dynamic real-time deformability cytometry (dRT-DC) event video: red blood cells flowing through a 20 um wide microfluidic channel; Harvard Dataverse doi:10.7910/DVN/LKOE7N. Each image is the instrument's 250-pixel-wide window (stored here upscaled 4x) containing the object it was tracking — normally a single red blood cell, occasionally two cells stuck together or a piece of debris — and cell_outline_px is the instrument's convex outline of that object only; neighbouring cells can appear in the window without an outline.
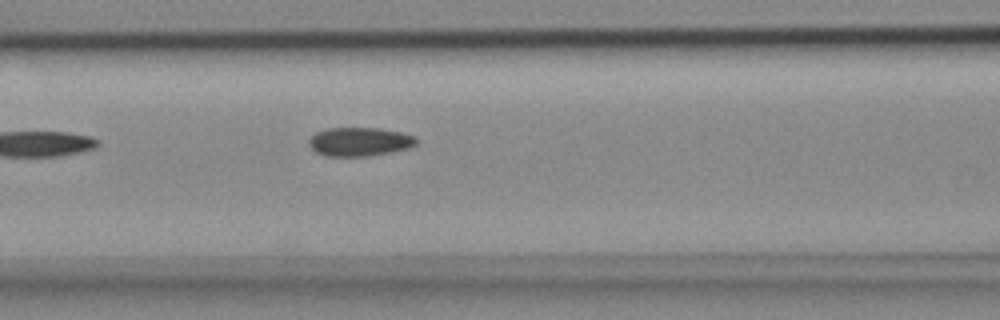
{"species": "common noctule bat (a hibernating species)", "species_latin": "Nyctalus noctula", "temperature_condition": "cold", "stored_images_in_passage": 5, "camera_frame_rate_fps": 3000, "um_per_image_px": 0.085, "animal": {"sex": "female", "body_mass_g": 18.4}, "frame": {"image": 1, "passage_image": 5, "time_ms": 1.333, "image_size_px": [1000, 320], "cell_outline_px": [[416, 144], [408, 148], [368, 156], [324, 156], [316, 152], [308, 144], [308, 140], [316, 132], [328, 128], [380, 128], [400, 132], [416, 136]], "centroid_in_image_um": [30.54, 12.04], "position_along_channel_um": 136.1, "area_um2": 17.92}}